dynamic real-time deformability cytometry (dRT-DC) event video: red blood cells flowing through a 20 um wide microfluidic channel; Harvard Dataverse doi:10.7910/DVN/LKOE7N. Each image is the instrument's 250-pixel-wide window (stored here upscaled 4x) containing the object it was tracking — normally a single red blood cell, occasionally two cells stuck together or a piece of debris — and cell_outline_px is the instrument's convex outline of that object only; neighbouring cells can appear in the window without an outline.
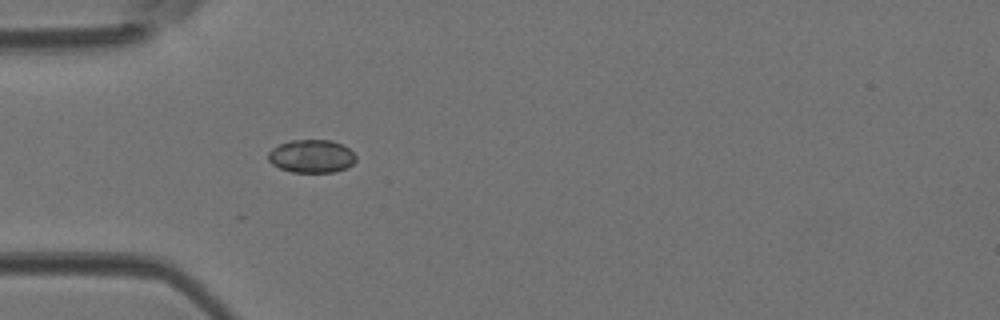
{"species": "Egyptian fruit bat (a non-hibernating species)", "species_latin": "Rousettus aegyptiacus", "temperature_condition": "room temperature", "stored_images_in_passage": 17, "camera_frame_rate_fps": 3000, "um_per_image_px": 0.085, "animal": {"sex": "female"}, "frame": {"image": 1, "passage_image": 1, "time_ms": 0.0, "image_size_px": [1000, 320], "cell_outline_px": [[356, 160], [348, 168], [336, 172], [292, 172], [280, 168], [272, 164], [268, 160], [268, 152], [272, 148], [288, 140], [332, 140], [348, 148], [356, 156]], "centroid_in_image_um": [26.48, 13.28], "position_along_channel_um": 58.5, "area_um2": 16.99}}
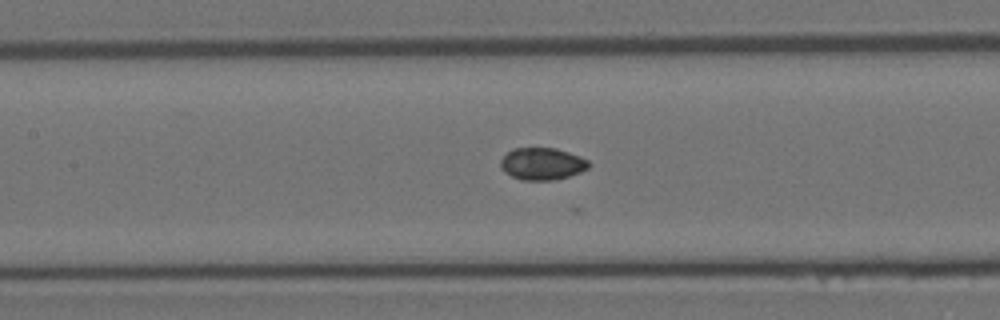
{"frame": {"image": 2, "passage_image": 8, "time_ms": 2.333, "image_size_px": [1000, 320], "cell_outline_px": [[592, 164], [588, 168], [580, 172], [568, 176], [552, 180], [520, 180], [504, 172], [500, 168], [500, 160], [512, 148], [556, 148], [580, 156], [588, 160]], "centroid_in_image_um": [46.08, 13.92], "position_along_channel_um": 161.3, "area_um2": 16.59}}
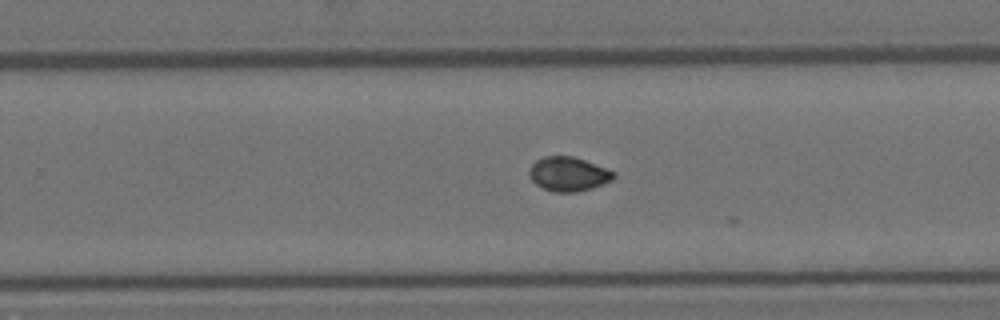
{"frame": {"image": 3, "passage_image": 16, "time_ms": 5.0, "image_size_px": [1000, 320], "cell_outline_px": [[616, 176], [612, 180], [592, 188], [576, 192], [552, 192], [540, 188], [528, 176], [528, 172], [532, 164], [536, 160], [544, 156], [572, 156], [584, 160], [616, 172]], "centroid_in_image_um": [48.29, 14.8], "position_along_channel_um": 281.5, "area_um2": 16.94}}